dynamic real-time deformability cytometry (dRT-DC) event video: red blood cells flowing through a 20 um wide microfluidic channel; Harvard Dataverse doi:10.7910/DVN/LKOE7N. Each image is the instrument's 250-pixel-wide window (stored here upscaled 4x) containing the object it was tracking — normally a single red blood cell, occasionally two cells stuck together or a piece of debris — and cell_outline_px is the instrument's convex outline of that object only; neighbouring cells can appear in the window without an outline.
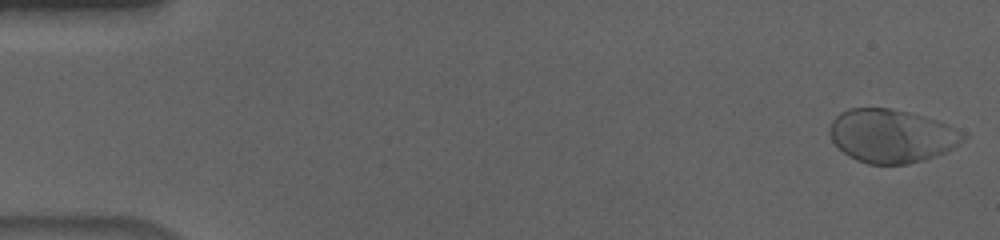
{"species": "human", "species_latin": "Homo sapiens", "temperature_condition": "cold", "stored_images_in_passage": 56, "camera_frame_rate_fps": 3000, "um_per_image_px": 0.085, "donor": {"sex": "male"}, "frame": {"image": 1, "passage_image": 1, "time_ms": 0.0, "image_size_px": [1000, 240], "cell_outline_px": [[968, 136], [964, 140], [952, 148], [944, 152], [924, 160], [908, 164], [868, 164], [856, 160], [848, 156], [832, 140], [828, 128], [832, 120], [840, 112], [848, 108], [888, 108], [908, 112], [924, 116], [948, 124]], "centroid_in_image_um": [75.76, 11.55], "position_along_channel_um": 9.2, "area_um2": 41.44}}
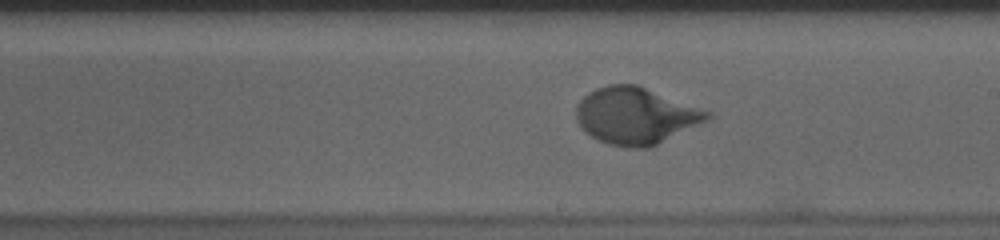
{"frame": {"image": 2, "passage_image": 32, "time_ms": 10.333, "image_size_px": [1000, 240], "cell_outline_px": [[712, 116], [708, 120], [648, 148], [632, 148], [608, 144], [592, 136], [580, 128], [576, 120], [576, 104], [588, 92], [596, 88], [608, 84], [636, 84], [712, 112]], "centroid_in_image_um": [54.01, 9.83], "position_along_channel_um": 235.0, "area_um2": 43.18}}
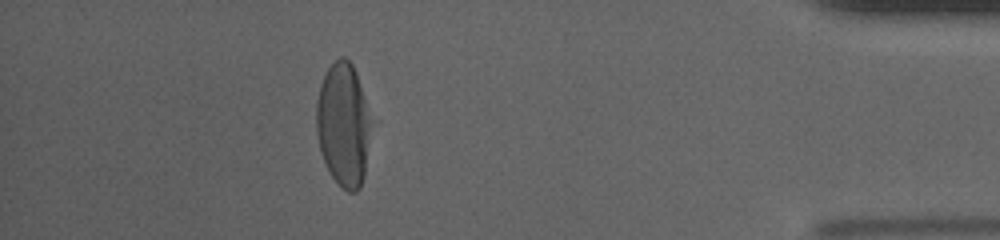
{"frame": {"image": 3, "passage_image": 50, "time_ms": 16.333, "image_size_px": [1000, 240], "cell_outline_px": [[376, 120], [364, 176], [360, 188], [356, 192], [348, 192], [332, 176], [320, 152], [316, 132], [316, 100], [320, 84], [328, 68], [340, 56], [344, 56], [352, 64], [356, 72]], "centroid_in_image_um": [29.26, 10.58], "position_along_channel_um": 405.9, "area_um2": 40.92}, "authors_computed_cell_mechanics": {"area_um2": 41.1536, "velocity_mm_per_s": 3.6104, "shape_relaxation_time_tau1_ms": 3.2762, "shape_relaxation_time_tau2_ms": null, "deformation_change_tau1": 0.1874, "deformation_change_tau2": null}}